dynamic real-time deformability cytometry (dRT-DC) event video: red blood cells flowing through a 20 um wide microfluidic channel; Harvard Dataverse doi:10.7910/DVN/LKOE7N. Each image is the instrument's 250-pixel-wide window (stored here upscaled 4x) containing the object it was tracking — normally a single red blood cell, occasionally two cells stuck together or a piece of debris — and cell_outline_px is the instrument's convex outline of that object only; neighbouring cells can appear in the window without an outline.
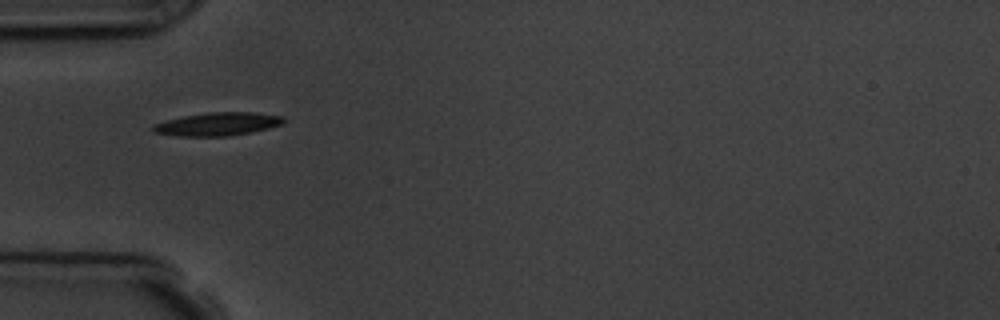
{"species": "common noctule bat (a hibernating species)", "species_latin": "Nyctalus noctula", "temperature_condition": "room temperature", "stored_images_in_passage": 6, "camera_frame_rate_fps": 3000, "um_per_image_px": 0.085, "animal": {"sex": "male", "body_mass_g": 19.5, "forearm_length_mm": 54.6}, "frame": {"image": 1, "passage_image": 1, "time_ms": 0.0, "image_size_px": [1000, 320], "cell_outline_px": [[288, 120], [284, 124], [252, 132], [228, 136], [176, 136], [152, 132], [152, 124], [184, 116], [208, 112], [256, 112], [284, 116]], "centroid_in_image_um": [18.55, 10.54], "position_along_channel_um": 66.4, "area_um2": 17.86}}
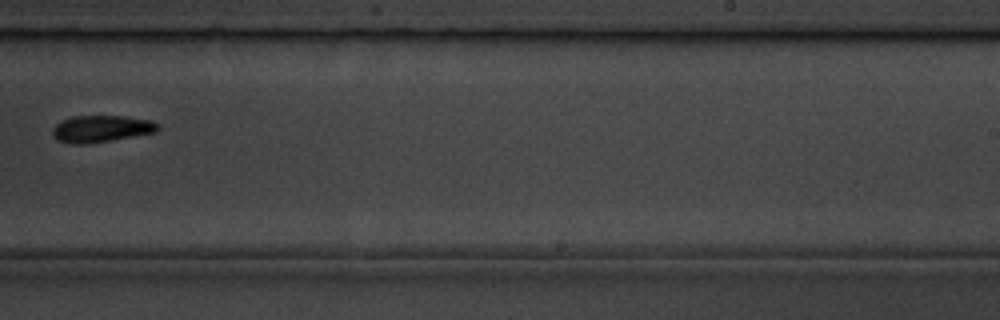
{"frame": {"image": 2, "passage_image": 6, "time_ms": 5.667, "image_size_px": [1000, 320], "cell_outline_px": [[160, 128], [156, 132], [84, 144], [72, 144], [56, 140], [52, 136], [52, 128], [60, 120], [72, 116], [124, 116], [152, 120], [160, 124]], "centroid_in_image_um": [8.58, 10.93], "position_along_channel_um": 280.4, "area_um2": 16.53}}